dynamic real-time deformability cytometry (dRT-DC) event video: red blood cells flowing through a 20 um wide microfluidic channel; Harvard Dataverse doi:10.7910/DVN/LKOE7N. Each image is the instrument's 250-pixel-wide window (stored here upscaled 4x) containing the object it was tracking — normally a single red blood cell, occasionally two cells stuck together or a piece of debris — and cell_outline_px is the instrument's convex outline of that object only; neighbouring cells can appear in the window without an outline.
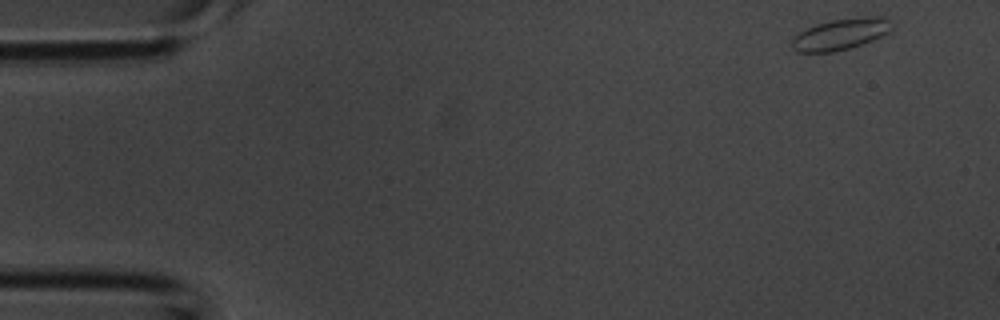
{"species": "common noctule bat (a hibernating species)", "species_latin": "Nyctalus noctula", "temperature_condition": "room temperature", "stored_images_in_passage": 7, "camera_frame_rate_fps": 3000, "um_per_image_px": 0.085, "animal": {"sex": "male", "body_mass_g": 20.1, "forearm_length_mm": 53.5}, "frame": {"image": 1, "passage_image": 1, "time_ms": 0.0, "image_size_px": [1000, 320], "cell_outline_px": [[888, 32], [872, 40], [848, 48], [832, 52], [796, 52], [792, 48], [792, 40], [800, 32], [816, 24], [832, 20], [864, 16], [884, 16], [888, 20]], "centroid_in_image_um": [71.4, 2.9], "position_along_channel_um": 13.6, "area_um2": 17.69}}